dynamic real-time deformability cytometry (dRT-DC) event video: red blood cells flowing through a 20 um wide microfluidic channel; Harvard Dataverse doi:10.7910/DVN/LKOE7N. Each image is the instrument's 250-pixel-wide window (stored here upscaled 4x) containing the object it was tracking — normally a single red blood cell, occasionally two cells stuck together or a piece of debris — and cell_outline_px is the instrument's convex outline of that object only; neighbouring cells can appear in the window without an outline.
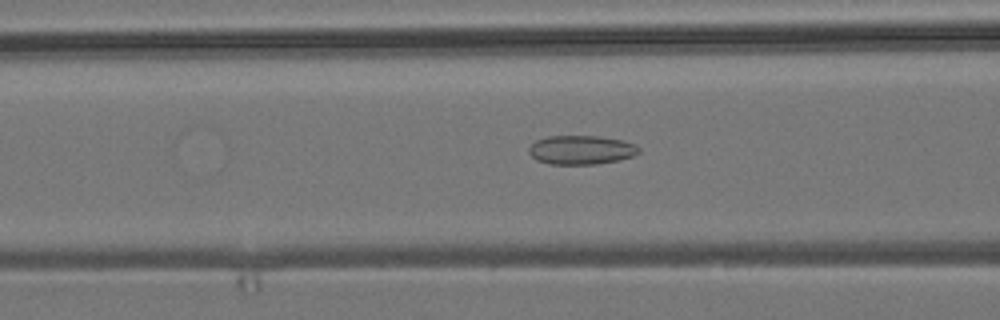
{"species": "common noctule bat (a hibernating species)", "species_latin": "Nyctalus noctula", "temperature_condition": "room temperature", "stored_images_in_passage": 52, "camera_frame_rate_fps": 3000, "um_per_image_px": 0.085, "animal": {"sex": "male", "body_mass_g": 19.2, "forearm_length_mm": 51.8}, "frame": {"image": 1, "passage_image": 20, "time_ms": 6.333, "image_size_px": [1000, 320], "cell_outline_px": [[640, 152], [632, 156], [616, 160], [596, 164], [548, 164], [536, 160], [528, 152], [528, 148], [536, 140], [548, 136], [600, 136], [624, 140], [636, 144], [640, 148]], "centroid_in_image_um": [49.4, 12.73], "position_along_channel_um": 117.2, "area_um2": 18.67}}
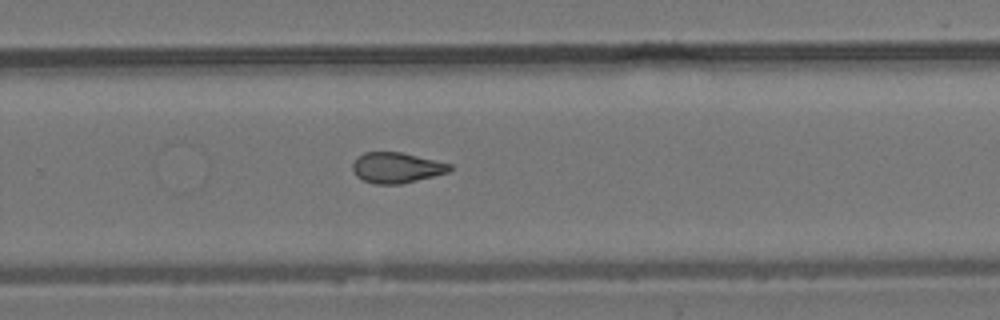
{"frame": {"image": 2, "passage_image": 34, "time_ms": 11.0, "image_size_px": [1000, 320], "cell_outline_px": [[452, 168], [448, 172], [400, 184], [372, 184], [356, 176], [352, 168], [352, 164], [364, 152], [400, 152], [452, 164]], "centroid_in_image_um": [33.69, 14.26], "position_along_channel_um": 296.1, "area_um2": 17.05}}
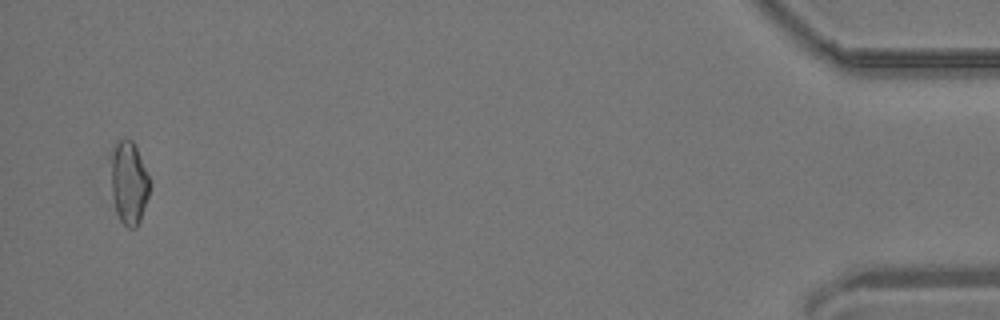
{"frame": {"image": 3, "passage_image": 51, "time_ms": 16.667, "image_size_px": [1000, 320], "cell_outline_px": [[152, 184], [140, 220], [136, 228], [128, 228], [120, 220], [116, 212], [112, 192], [108, 156], [116, 140], [132, 140], [136, 148]], "centroid_in_image_um": [10.92, 15.5], "position_along_channel_um": 424.3, "area_um2": 19.13}, "authors_computed_cell_mechanics": {"area_um2": 18.0914, "velocity_mm_per_s": 3.8423, "shape_relaxation_time_tau1_ms": null, "shape_relaxation_time_tau2_ms": 3.0201, "deformation_change_tau1": null, "deformation_change_tau2": 0.1035}}